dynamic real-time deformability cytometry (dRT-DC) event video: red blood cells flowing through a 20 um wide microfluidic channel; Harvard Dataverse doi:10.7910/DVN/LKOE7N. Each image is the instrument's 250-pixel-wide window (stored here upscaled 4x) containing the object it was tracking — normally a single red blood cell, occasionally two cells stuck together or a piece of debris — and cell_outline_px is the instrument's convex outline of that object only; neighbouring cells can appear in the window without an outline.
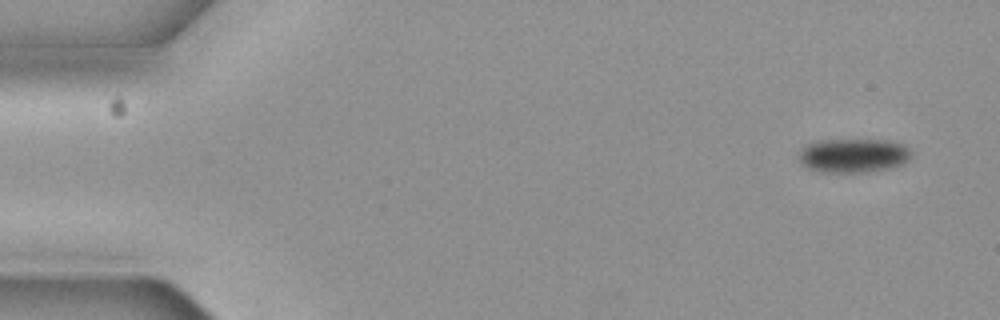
{"species": "common noctule bat (a hibernating species)", "species_latin": "Nyctalus noctula", "temperature_condition": "cold", "stored_images_in_passage": 5, "camera_frame_rate_fps": 3000, "um_per_image_px": 0.085, "animal": {"sex": "female", "body_mass_g": 19.3, "forearm_length_mm": 54.1}, "frame": {"image": 1, "passage_image": 1, "time_ms": 0.0, "image_size_px": [1000, 320], "cell_outline_px": [[912, 156], [904, 164], [892, 168], [860, 172], [824, 172], [812, 168], [804, 164], [800, 160], [800, 148], [804, 144], [816, 140], [892, 140], [904, 144], [912, 148]], "centroid_in_image_um": [72.61, 13.19], "position_along_channel_um": 12.4, "area_um2": 22.54}}
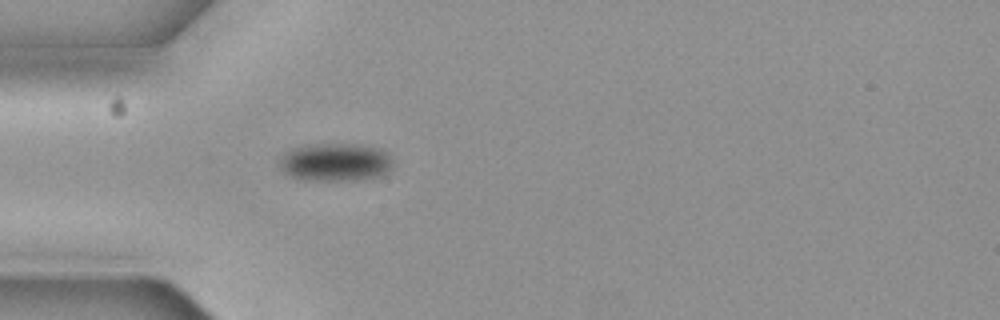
{"frame": {"image": 2, "passage_image": 5, "time_ms": 1.333, "image_size_px": [1000, 320], "cell_outline_px": [[392, 168], [380, 176], [360, 180], [304, 180], [292, 176], [284, 172], [280, 168], [280, 160], [284, 152], [292, 148], [316, 144], [356, 144], [384, 148], [388, 152], [392, 160]], "centroid_in_image_um": [28.55, 13.78], "position_along_channel_um": 56.4, "area_um2": 25.37}}